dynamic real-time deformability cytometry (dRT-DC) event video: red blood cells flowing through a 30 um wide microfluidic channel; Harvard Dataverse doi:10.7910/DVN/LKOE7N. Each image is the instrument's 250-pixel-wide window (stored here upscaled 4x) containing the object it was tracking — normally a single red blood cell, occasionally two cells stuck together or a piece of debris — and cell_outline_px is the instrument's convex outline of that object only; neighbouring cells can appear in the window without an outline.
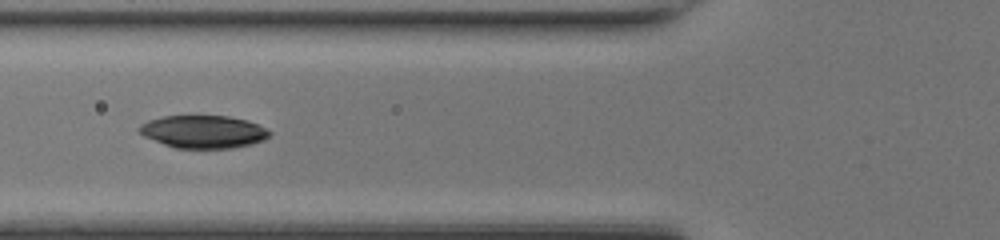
{"species": "common noctule bat (a hibernating species)", "species_latin": "Nyctalus noctula", "temperature_condition": "room temperature", "stored_images_in_passage": 21, "camera_frame_rate_fps": 3000, "um_per_image_px": 0.085, "animal": {"sex": "female", "body_mass_g": 17.0, "forearm_length_mm": 48.0}, "frame": {"image": 1, "passage_image": 18, "time_ms": 5.667, "image_size_px": [1000, 240], "cell_outline_px": [[272, 132], [264, 140], [252, 144], [232, 148], [176, 148], [164, 144], [144, 136], [140, 132], [140, 124], [148, 120], [164, 116], [228, 116], [244, 120], [256, 124]], "centroid_in_image_um": [17.28, 11.2], "position_along_channel_um": 108.5, "area_um2": 24.57}}